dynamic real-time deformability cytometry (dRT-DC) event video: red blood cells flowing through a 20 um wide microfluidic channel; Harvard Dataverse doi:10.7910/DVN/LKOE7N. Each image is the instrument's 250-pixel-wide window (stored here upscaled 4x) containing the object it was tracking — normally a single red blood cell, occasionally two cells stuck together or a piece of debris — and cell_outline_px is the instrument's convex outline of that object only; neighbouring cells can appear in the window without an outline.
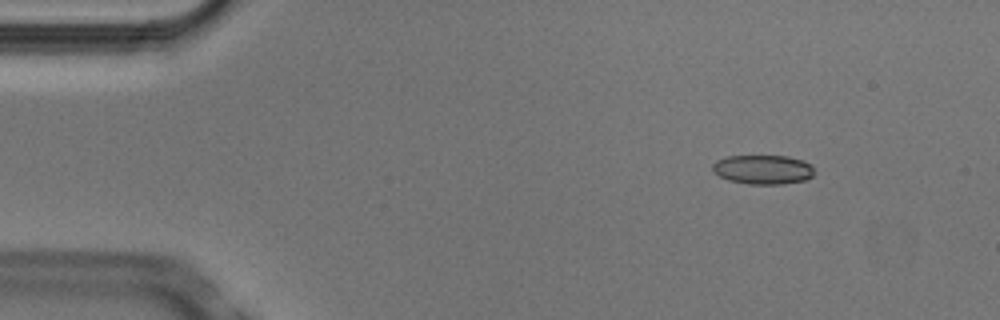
{"species": "Egyptian fruit bat (a non-hibernating species)", "species_latin": "Rousettus aegyptiacus", "temperature_condition": "cold", "stored_images_in_passage": 5, "camera_frame_rate_fps": 3000, "um_per_image_px": 0.085, "animal": {"sex": "male"}, "frame": {"image": 1, "passage_image": 2, "time_ms": 0.333, "image_size_px": [1000, 320], "cell_outline_px": [[816, 172], [812, 176], [804, 180], [784, 184], [748, 184], [728, 180], [720, 176], [712, 168], [712, 164], [716, 160], [728, 156], [788, 156], [804, 160], [812, 164]], "centroid_in_image_um": [64.9, 14.4], "position_along_channel_um": 20.1, "area_um2": 17.51}}